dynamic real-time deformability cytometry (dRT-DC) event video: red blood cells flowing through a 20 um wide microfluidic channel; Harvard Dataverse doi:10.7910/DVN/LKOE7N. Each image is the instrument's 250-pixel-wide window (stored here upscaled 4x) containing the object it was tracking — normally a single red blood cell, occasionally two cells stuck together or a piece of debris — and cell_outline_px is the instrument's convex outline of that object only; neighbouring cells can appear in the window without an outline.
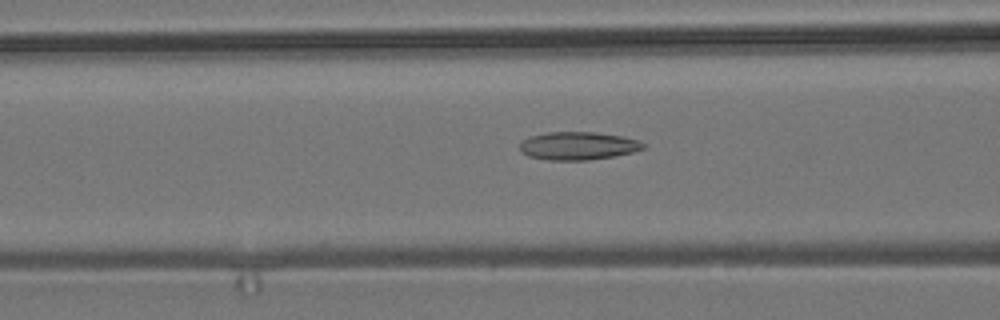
{"species": "common noctule bat (a hibernating species)", "species_latin": "Nyctalus noctula", "temperature_condition": "room temperature", "stored_images_in_passage": 32, "camera_frame_rate_fps": 3000, "um_per_image_px": 0.085, "animal": {"sex": "male", "body_mass_g": 19.2, "forearm_length_mm": 51.8}, "frame": {"image": 1, "passage_image": 9, "time_ms": 2.667, "image_size_px": [1000, 320], "cell_outline_px": [[648, 148], [616, 156], [588, 160], [548, 160], [528, 156], [520, 152], [520, 144], [524, 140], [532, 136], [548, 132], [592, 132], [624, 136], [640, 140], [648, 144]], "centroid_in_image_um": [49.22, 12.4], "position_along_channel_um": 117.4, "area_um2": 20.4}}
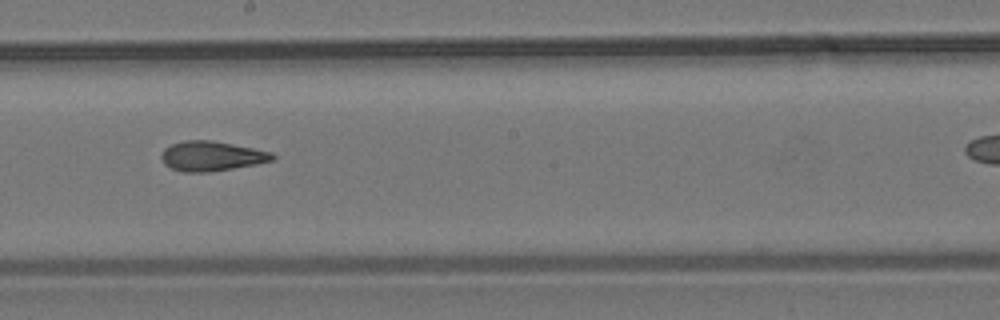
{"frame": {"image": 2, "passage_image": 18, "time_ms": 5.667, "image_size_px": [1000, 320], "cell_outline_px": [[276, 156], [272, 160], [256, 164], [208, 172], [184, 172], [172, 168], [164, 164], [160, 156], [164, 148], [172, 144], [184, 140], [212, 140], [272, 152]], "centroid_in_image_um": [17.95, 13.26], "position_along_channel_um": 230.2, "area_um2": 19.13}}
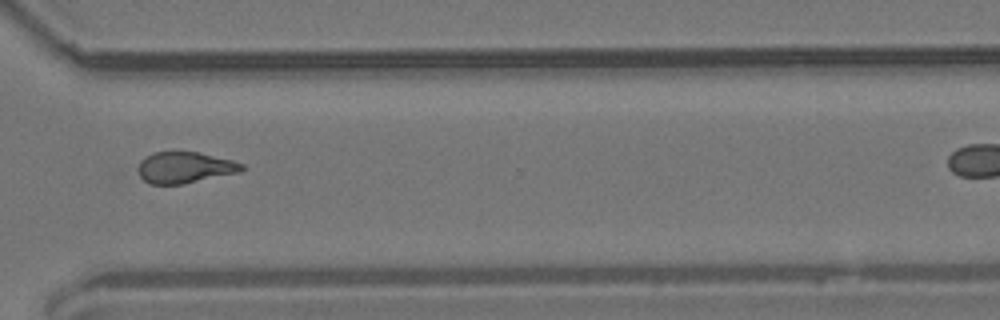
{"frame": {"image": 3, "passage_image": 28, "time_ms": 9.0, "image_size_px": [1000, 320], "cell_outline_px": [[244, 168], [240, 172], [184, 184], [148, 184], [140, 176], [136, 168], [140, 160], [144, 156], [152, 152], [176, 148], [200, 152], [232, 160], [244, 164]], "centroid_in_image_um": [15.65, 14.19], "position_along_channel_um": 355.0, "area_um2": 19.83}}